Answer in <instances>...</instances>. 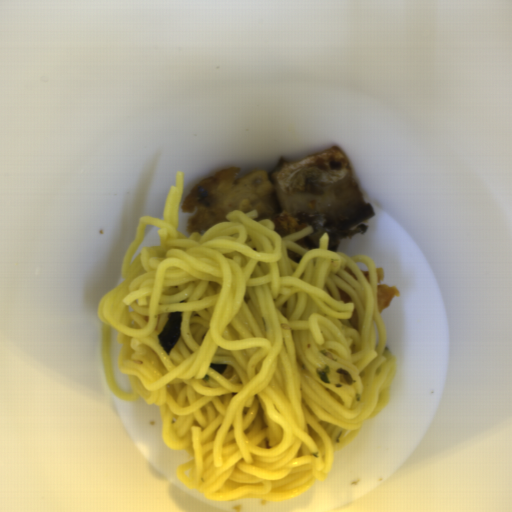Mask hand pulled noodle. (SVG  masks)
<instances>
[{
  "instance_id": "14784b9a",
  "label": "hand pulled noodle",
  "mask_w": 512,
  "mask_h": 512,
  "mask_svg": "<svg viewBox=\"0 0 512 512\" xmlns=\"http://www.w3.org/2000/svg\"><path fill=\"white\" fill-rule=\"evenodd\" d=\"M184 183L177 171L163 219L140 218L123 282L99 302L105 377L122 401L160 408L164 444L192 457L177 467L189 490L221 503L285 502L326 481L336 452L391 400L398 366L377 264L329 251L328 233L306 250L295 242L313 227L282 238L274 222L255 221L257 210L186 237L177 231ZM148 224L161 228V246L131 264ZM339 289L353 301L345 305ZM355 310L360 332L349 323ZM173 312H183L182 337L167 356L158 335ZM112 328L128 394L114 381ZM211 363L228 364L225 374ZM325 366L330 383L319 378ZM340 368L353 386L340 382Z\"/></svg>"
}]
</instances>
